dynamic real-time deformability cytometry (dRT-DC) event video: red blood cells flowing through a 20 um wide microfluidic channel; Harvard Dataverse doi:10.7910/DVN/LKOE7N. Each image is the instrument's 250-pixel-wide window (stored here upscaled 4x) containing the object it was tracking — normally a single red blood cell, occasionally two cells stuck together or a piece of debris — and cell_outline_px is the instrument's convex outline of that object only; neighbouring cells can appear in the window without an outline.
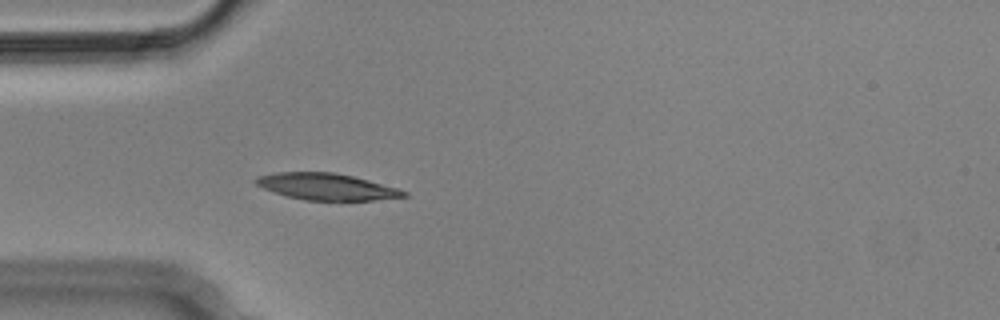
{"species": "Egyptian fruit bat (a non-hibernating species)", "species_latin": "Rousettus aegyptiacus", "temperature_condition": "cold", "stored_images_in_passage": 2, "camera_frame_rate_fps": 3000, "um_per_image_px": 0.085, "animal": {"sex": "male"}, "frame": {"image": 1, "passage_image": 2, "time_ms": 0.333, "image_size_px": [1000, 320], "cell_outline_px": [[408, 196], [372, 200], [304, 200], [288, 196], [264, 188], [256, 184], [252, 180], [256, 176], [276, 172], [336, 172], [368, 180], [396, 188], [408, 192]], "centroid_in_image_um": [27.72, 15.85], "position_along_channel_um": 57.3, "area_um2": 22.72}}